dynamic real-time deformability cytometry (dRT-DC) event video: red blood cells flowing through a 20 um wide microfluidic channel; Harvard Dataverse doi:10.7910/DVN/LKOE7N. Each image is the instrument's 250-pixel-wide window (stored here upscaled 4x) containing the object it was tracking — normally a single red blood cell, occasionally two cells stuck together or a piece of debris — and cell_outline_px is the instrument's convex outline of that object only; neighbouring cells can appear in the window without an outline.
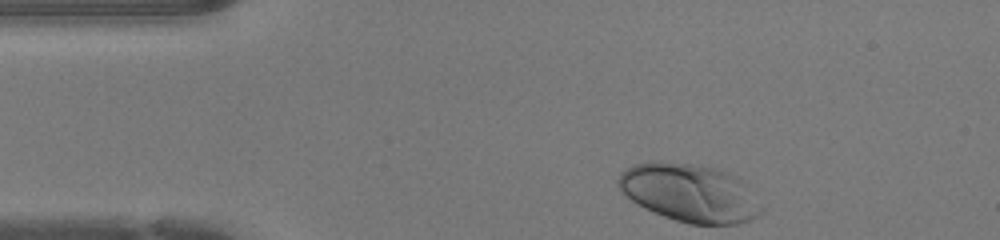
{"species": "human", "species_latin": "Homo sapiens", "temperature_condition": "warm", "stored_images_in_passage": 31, "camera_frame_rate_fps": 3000, "um_per_image_px": 0.085, "donor": {"sex": "female"}, "frame": {"image": 1, "passage_image": 1, "time_ms": 0.0, "image_size_px": [1000, 240], "cell_outline_px": [[768, 208], [764, 212], [752, 220], [736, 224], [688, 224], [664, 216], [644, 208], [632, 200], [616, 184], [616, 180], [620, 172], [624, 168], [636, 164], [660, 160], [716, 168], [728, 172], [736, 176]], "centroid_in_image_um": [58.67, 16.4], "position_along_channel_um": 26.3, "area_um2": 48.78}}
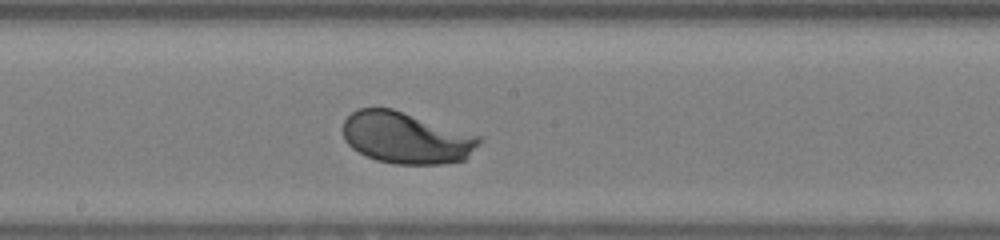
{"frame": {"image": 2, "passage_image": 18, "time_ms": 5.667, "image_size_px": [1000, 240], "cell_outline_px": [[484, 140], [464, 160], [440, 164], [392, 164], [376, 160], [364, 156], [352, 148], [344, 140], [344, 120], [352, 112], [360, 108], [392, 108], [484, 136]], "centroid_in_image_um": [34.57, 11.72], "position_along_channel_um": 213.6, "area_um2": 41.44}}
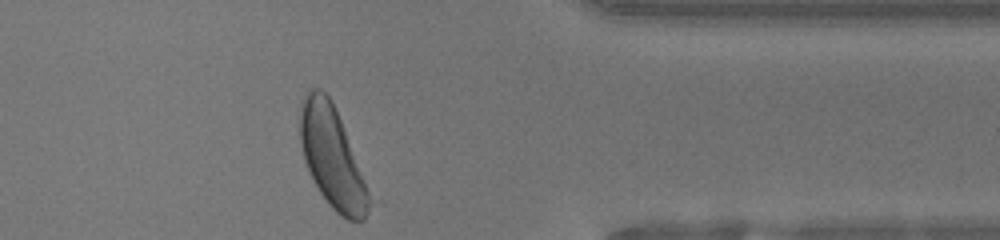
{"frame": {"image": 3, "passage_image": 31, "time_ms": 10.0, "image_size_px": [1000, 240], "cell_outline_px": [[380, 200], [364, 220], [348, 220], [340, 216], [328, 204], [312, 180], [304, 160], [300, 144], [300, 100], [304, 92], [312, 88], [320, 88], [332, 100]], "centroid_in_image_um": [28.39, 13.46], "position_along_channel_um": 383.0, "area_um2": 43.7}, "authors_computed_cell_mechanics": {"area_um2": 41.4426, "velocity_mm_per_s": 4.2808, "shape_relaxation_time_tau1_ms": 1.5365, "shape_relaxation_time_tau2_ms": null, "deformation_change_tau1": 0.1465, "deformation_change_tau2": null}}